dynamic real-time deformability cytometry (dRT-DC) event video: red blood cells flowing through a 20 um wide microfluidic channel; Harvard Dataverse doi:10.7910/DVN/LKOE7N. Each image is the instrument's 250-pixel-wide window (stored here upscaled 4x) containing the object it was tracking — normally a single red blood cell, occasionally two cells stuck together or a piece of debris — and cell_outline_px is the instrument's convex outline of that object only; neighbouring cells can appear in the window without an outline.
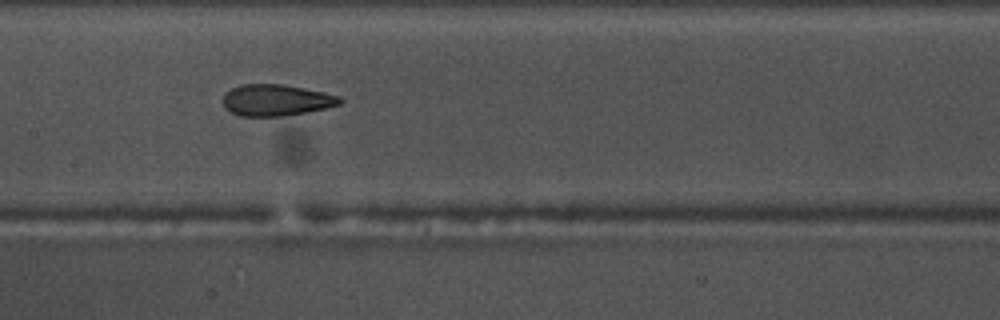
{"species": "common noctule bat (a hibernating species)", "species_latin": "Nyctalus noctula", "temperature_condition": "warm", "stored_images_in_passage": 36, "camera_frame_rate_fps": 3000, "um_per_image_px": 0.085, "animal": {"sex": "male", "body_mass_g": 17.5, "forearm_length_mm": 52.3}, "frame": {"image": 1, "passage_image": 11, "time_ms": 3.333, "image_size_px": [1000, 320], "cell_outline_px": [[344, 100], [340, 104], [308, 112], [284, 116], [240, 116], [228, 112], [224, 108], [224, 92], [240, 84], [284, 84], [324, 92], [340, 96]], "centroid_in_image_um": [23.46, 8.51], "position_along_channel_um": 183.9, "area_um2": 21.62}, "authors_computed_cell_mechanics": {"area_um2": 21.964, "velocity_mm_per_s": 3.6879, "shape_relaxation_time_tau1_ms": null, "shape_relaxation_time_tau2_ms": 1.8138, "deformation_change_tau1": null, "deformation_change_tau2": 0.0977}}